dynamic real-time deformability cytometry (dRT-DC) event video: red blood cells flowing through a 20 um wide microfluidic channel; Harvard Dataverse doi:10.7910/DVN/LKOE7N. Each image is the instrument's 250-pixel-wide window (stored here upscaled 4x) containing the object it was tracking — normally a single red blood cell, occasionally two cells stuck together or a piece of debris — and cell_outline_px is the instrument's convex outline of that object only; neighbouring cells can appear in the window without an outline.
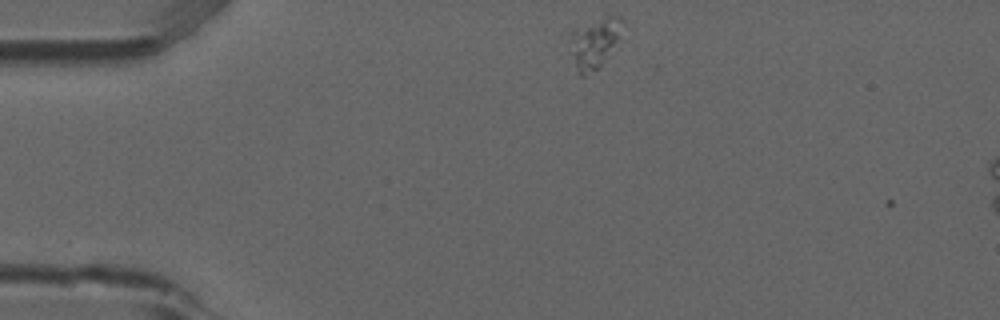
{"species": "common noctule bat (a hibernating species)", "species_latin": "Nyctalus noctula", "temperature_condition": "room temperature", "stored_images_in_passage": 1, "camera_frame_rate_fps": 3000, "um_per_image_px": 0.085, "animal": {"sex": "male", "forearm_length_mm": 52.5}, "frame": {"image": 1, "passage_image": 1, "time_ms": 0.0, "image_size_px": [1000, 320], "cell_outline_px": [[620, 20], [616, 40], [600, 68], [584, 76], [580, 76], [568, 56], [568, 32], [572, 28], [608, 16], [620, 16]], "centroid_in_image_um": [50.34, 3.71], "position_along_channel_um": 34.7, "area_um2": 15.37}}